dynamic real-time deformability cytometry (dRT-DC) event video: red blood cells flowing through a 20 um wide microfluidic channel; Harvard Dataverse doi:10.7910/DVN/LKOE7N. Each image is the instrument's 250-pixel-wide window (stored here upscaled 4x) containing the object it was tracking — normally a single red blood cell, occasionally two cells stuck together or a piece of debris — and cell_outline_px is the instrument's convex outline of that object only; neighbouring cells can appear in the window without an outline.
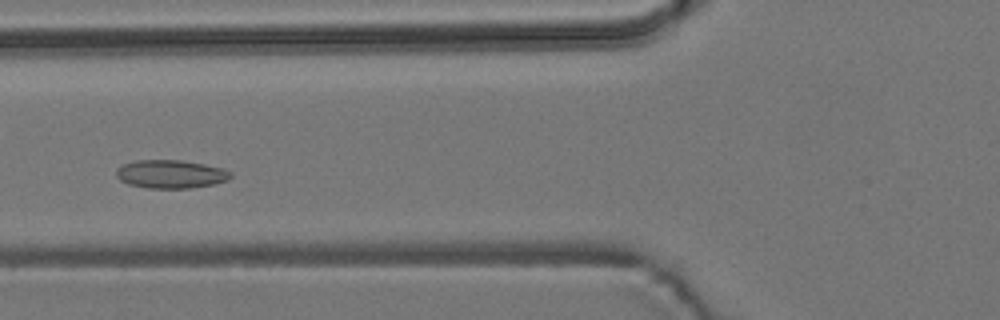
{"species": "common noctule bat (a hibernating species)", "species_latin": "Nyctalus noctula", "temperature_condition": "room temperature", "stored_images_in_passage": 6, "camera_frame_rate_fps": 3000, "um_per_image_px": 0.085, "animal": {"sex": "male", "body_mass_g": 19.2, "forearm_length_mm": 51.8}, "frame": {"image": 1, "passage_image": 4, "time_ms": 3.333, "image_size_px": [1000, 320], "cell_outline_px": [[232, 176], [228, 180], [212, 184], [192, 188], [148, 188], [128, 184], [120, 180], [116, 176], [116, 168], [124, 164], [136, 160], [180, 160], [204, 164], [224, 168], [232, 172]], "centroid_in_image_um": [14.52, 14.8], "position_along_channel_um": 111.3, "area_um2": 18.96}}
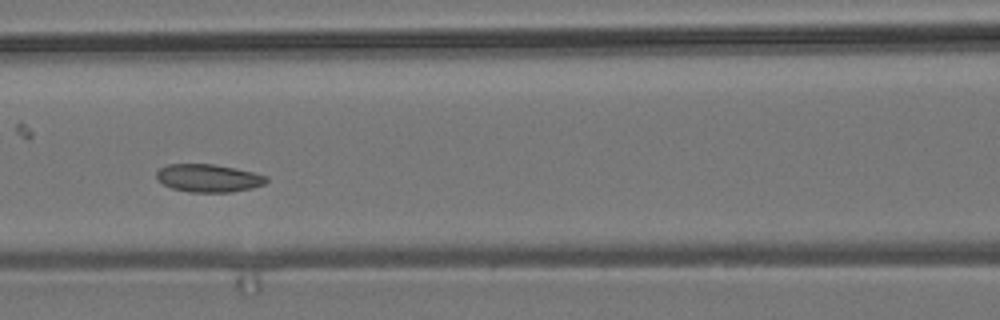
{"frame": {"image": 2, "passage_image": 5, "time_ms": 4.333, "image_size_px": [1000, 320], "cell_outline_px": [[268, 180], [264, 184], [252, 188], [232, 192], [188, 192], [172, 188], [164, 184], [156, 176], [156, 172], [160, 168], [168, 164], [216, 164], [236, 168], [268, 176]], "centroid_in_image_um": [17.74, 15.13], "position_along_channel_um": 148.9, "area_um2": 17.86}}
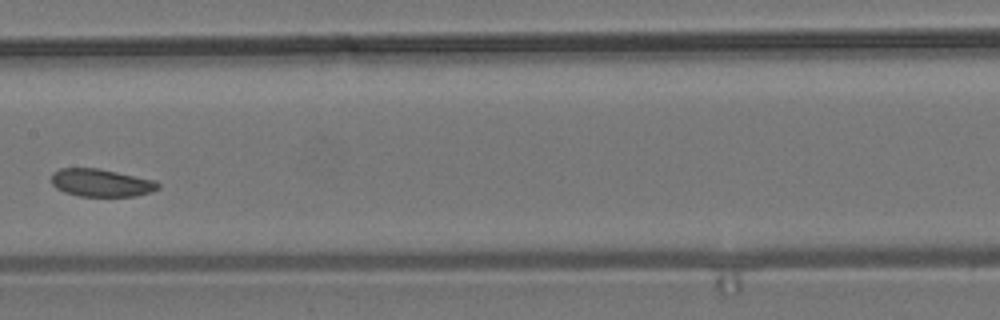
{"frame": {"image": 3, "passage_image": 6, "time_ms": 5.667, "image_size_px": [1000, 320], "cell_outline_px": [[160, 188], [152, 192], [136, 196], [80, 196], [64, 192], [56, 188], [52, 184], [52, 172], [60, 168], [100, 168], [156, 180], [160, 184]], "centroid_in_image_um": [8.63, 15.53], "position_along_channel_um": 198.8, "area_um2": 17.46}}